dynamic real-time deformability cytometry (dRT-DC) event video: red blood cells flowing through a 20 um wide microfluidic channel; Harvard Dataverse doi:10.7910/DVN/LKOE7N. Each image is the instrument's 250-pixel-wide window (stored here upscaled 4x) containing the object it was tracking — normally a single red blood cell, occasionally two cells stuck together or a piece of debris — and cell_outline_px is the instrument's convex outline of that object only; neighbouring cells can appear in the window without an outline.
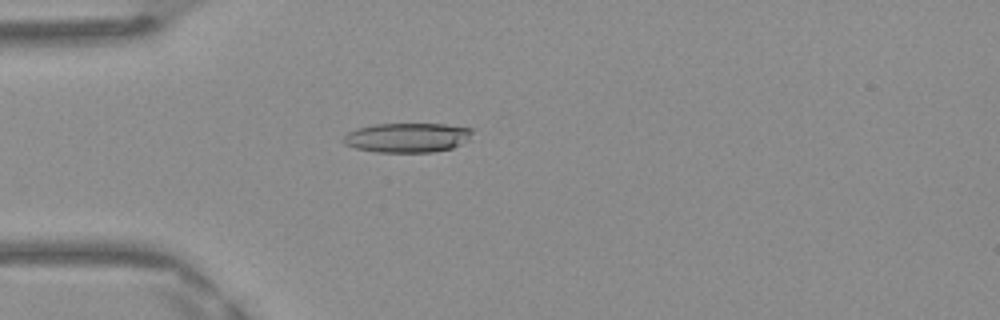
{"species": "Egyptian fruit bat (a non-hibernating species)", "species_latin": "Rousettus aegyptiacus", "temperature_condition": "warm", "stored_images_in_passage": 10, "camera_frame_rate_fps": 3000, "um_per_image_px": 0.085, "frame": {"image": 1, "passage_image": 3, "time_ms": 0.667, "image_size_px": [1000, 320], "cell_outline_px": [[472, 132], [468, 140], [452, 148], [432, 152], [376, 152], [356, 148], [344, 144], [344, 136], [348, 132], [356, 128], [372, 124], [448, 124], [472, 128]], "centroid_in_image_um": [34.62, 11.69], "position_along_channel_um": 50.4, "area_um2": 22.2}}
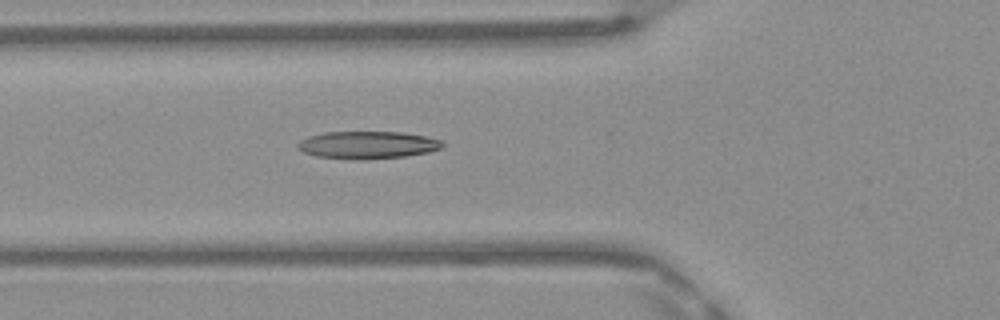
{"frame": {"image": 2, "passage_image": 7, "time_ms": 2.0, "image_size_px": [1000, 320], "cell_outline_px": [[444, 144], [440, 148], [428, 152], [404, 156], [364, 160], [356, 160], [316, 156], [304, 152], [296, 148], [296, 144], [300, 140], [308, 136], [324, 132], [400, 132], [424, 136], [444, 140]], "centroid_in_image_um": [31.21, 12.32], "position_along_channel_um": 94.6, "area_um2": 23.29}}